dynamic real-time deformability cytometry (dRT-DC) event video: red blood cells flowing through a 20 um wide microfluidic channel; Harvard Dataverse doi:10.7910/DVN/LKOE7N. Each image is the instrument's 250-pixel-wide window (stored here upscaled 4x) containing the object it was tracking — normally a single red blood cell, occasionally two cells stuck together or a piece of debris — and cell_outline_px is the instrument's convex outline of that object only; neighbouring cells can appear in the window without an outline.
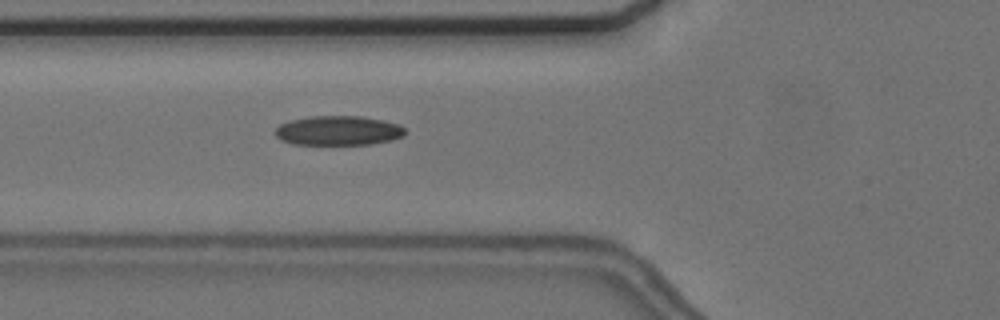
{"species": "common noctule bat (a hibernating species)", "species_latin": "Nyctalus noctula", "temperature_condition": "cold", "stored_images_in_passage": 35, "camera_frame_rate_fps": 3000, "um_per_image_px": 0.085, "animal": {"sex": "female", "body_mass_g": 24.6, "forearm_length_mm": 56.2}, "frame": {"image": 1, "passage_image": 14, "time_ms": 4.333, "image_size_px": [1000, 320], "cell_outline_px": [[404, 136], [392, 140], [372, 144], [292, 144], [280, 140], [276, 136], [276, 128], [280, 124], [288, 120], [308, 116], [360, 116], [384, 120], [400, 124], [404, 128]], "centroid_in_image_um": [28.75, 11.09], "position_along_channel_um": 97.0, "area_um2": 22.48}}